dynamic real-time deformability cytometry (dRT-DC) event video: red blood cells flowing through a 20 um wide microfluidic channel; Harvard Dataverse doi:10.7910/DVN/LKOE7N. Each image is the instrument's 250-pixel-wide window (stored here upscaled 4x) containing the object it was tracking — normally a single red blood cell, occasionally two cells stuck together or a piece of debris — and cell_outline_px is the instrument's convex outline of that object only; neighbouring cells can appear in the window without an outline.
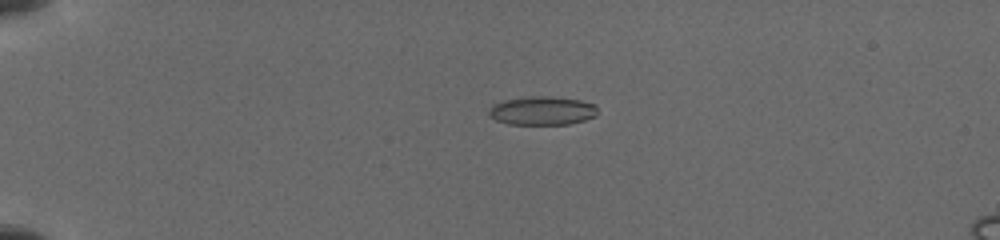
{"species": "common noctule bat (a hibernating species)", "species_latin": "Nyctalus noctula", "temperature_condition": "cold", "stored_images_in_passage": 54, "camera_frame_rate_fps": 3000, "um_per_image_px": 0.085, "animal": {"sex": "female", "body_mass_g": 19.5, "forearm_length_mm": 54.1}, "frame": {"image": 1, "passage_image": 1, "time_ms": 0.0, "image_size_px": [1000, 240], "cell_outline_px": [[596, 116], [584, 120], [568, 124], [508, 124], [496, 120], [488, 112], [492, 104], [504, 100], [532, 96], [548, 96], [580, 100], [596, 104]], "centroid_in_image_um": [46.09, 9.4], "position_along_channel_um": 38.9, "area_um2": 18.03}}
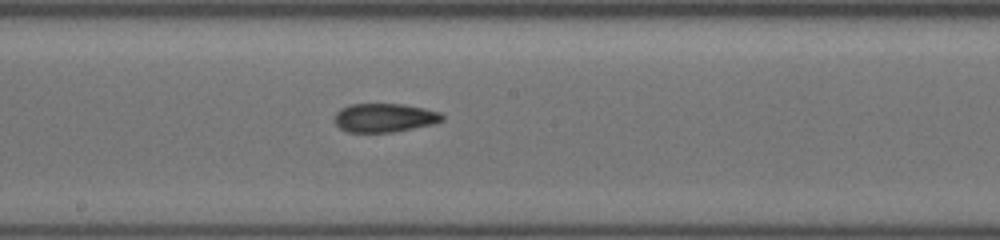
{"frame": {"image": 2, "passage_image": 26, "time_ms": 6.0, "image_size_px": [1000, 240], "cell_outline_px": [[444, 120], [432, 124], [392, 132], [348, 132], [340, 128], [336, 124], [336, 112], [340, 108], [348, 104], [404, 104], [424, 108], [440, 112], [444, 116]], "centroid_in_image_um": [32.68, 10.0], "position_along_channel_um": 215.5, "area_um2": 17.98}}
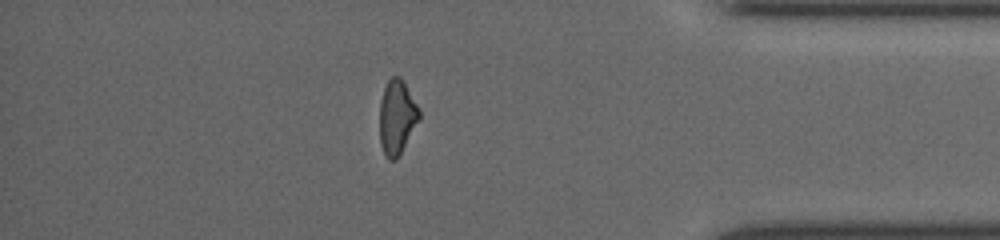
{"frame": {"image": 3, "passage_image": 46, "time_ms": 11.333, "image_size_px": [1000, 240], "cell_outline_px": [[420, 120], [396, 160], [388, 160], [384, 156], [380, 144], [380, 100], [384, 88], [388, 80], [392, 76], [400, 76], [404, 80], [420, 108]], "centroid_in_image_um": [33.75, 9.95], "position_along_channel_um": 401.4, "area_um2": 17.51}}